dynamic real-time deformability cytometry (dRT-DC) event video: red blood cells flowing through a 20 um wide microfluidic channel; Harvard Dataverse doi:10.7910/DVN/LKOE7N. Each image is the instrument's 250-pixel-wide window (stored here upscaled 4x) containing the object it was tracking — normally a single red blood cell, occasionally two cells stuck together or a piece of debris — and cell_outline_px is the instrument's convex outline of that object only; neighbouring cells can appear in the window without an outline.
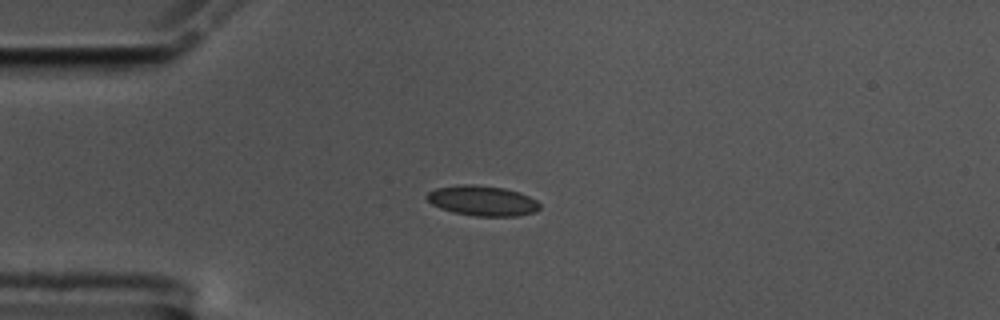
{"species": "common noctule bat (a hibernating species)", "species_latin": "Nyctalus noctula", "temperature_condition": "cold", "stored_images_in_passage": 57, "camera_frame_rate_fps": 3000, "um_per_image_px": 0.085, "animal": {"sex": "male", "body_mass_g": 17.5, "forearm_length_mm": 52.3}, "frame": {"image": 1, "passage_image": 14, "time_ms": 4.333, "image_size_px": [1000, 320], "cell_outline_px": [[540, 208], [536, 212], [516, 216], [476, 216], [452, 212], [440, 208], [432, 204], [424, 196], [428, 192], [436, 188], [456, 184], [472, 184], [504, 188], [520, 192], [536, 200], [540, 204]], "centroid_in_image_um": [40.99, 17.06], "position_along_channel_um": 44.0, "area_um2": 20.0}}
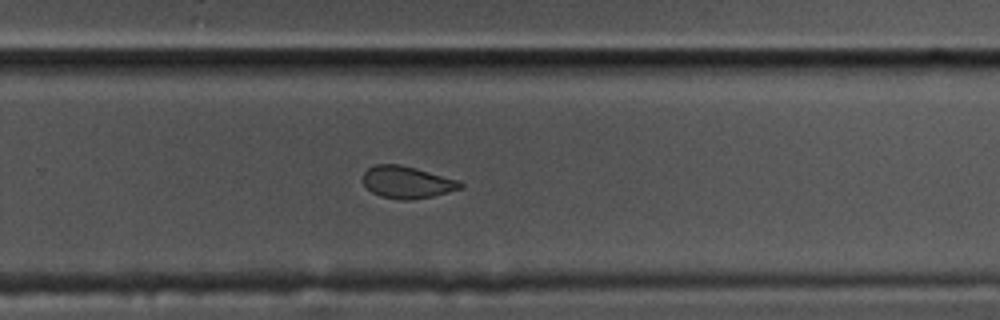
{"frame": {"image": 2, "passage_image": 37, "time_ms": 12.0, "image_size_px": [1000, 320], "cell_outline_px": [[464, 188], [432, 196], [412, 200], [400, 200], [380, 196], [372, 192], [364, 184], [364, 172], [368, 168], [376, 164], [400, 164], [416, 168], [456, 180], [464, 184]], "centroid_in_image_um": [34.59, 15.49], "position_along_channel_um": 295.2, "area_um2": 18.09}}
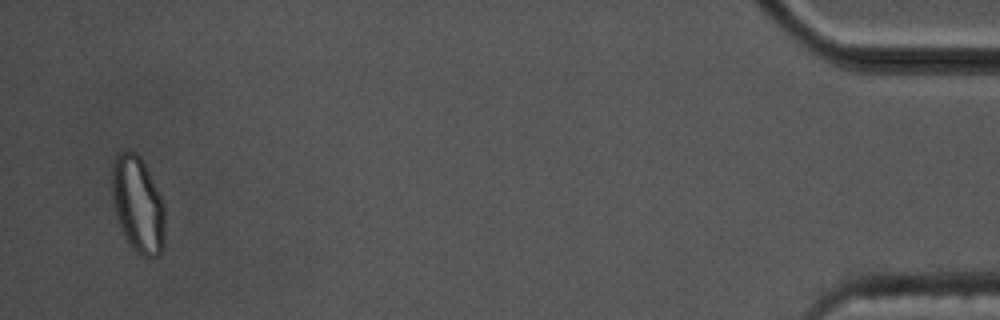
{"frame": {"image": 3, "passage_image": 55, "time_ms": 18.0, "image_size_px": [1000, 320], "cell_outline_px": [[164, 244], [160, 256], [152, 260], [136, 252], [132, 248], [124, 236], [116, 212], [112, 192], [112, 164], [116, 156], [124, 148], [128, 148], [136, 152], [140, 156], [164, 204]], "centroid_in_image_um": [11.73, 17.39], "position_along_channel_um": 423.5, "area_um2": 29.71}, "authors_computed_cell_mechanics": {"area_um2": 19.074, "velocity_mm_per_s": 3.527, "shape_relaxation_time_tau1_ms": null, "shape_relaxation_time_tau2_ms": 2.1267, "deformation_change_tau1": null, "deformation_change_tau2": 0.0708}}